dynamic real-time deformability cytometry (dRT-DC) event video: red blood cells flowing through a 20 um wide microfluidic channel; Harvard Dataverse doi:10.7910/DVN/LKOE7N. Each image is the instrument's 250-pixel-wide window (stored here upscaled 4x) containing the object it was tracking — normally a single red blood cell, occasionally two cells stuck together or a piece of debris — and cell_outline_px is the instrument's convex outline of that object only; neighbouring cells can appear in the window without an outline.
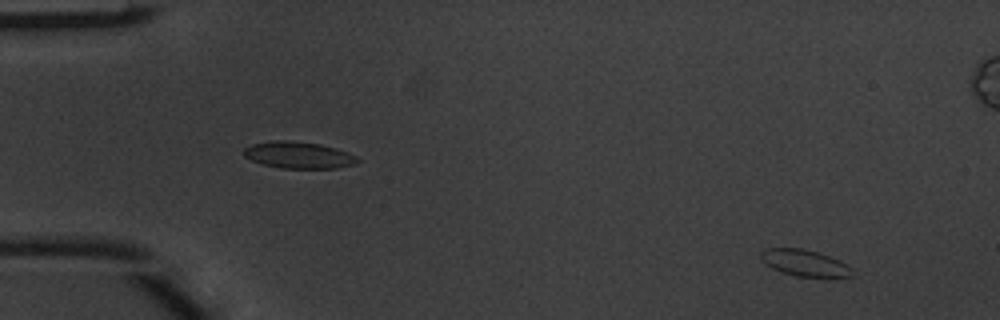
{"species": "common noctule bat (a hibernating species)", "species_latin": "Nyctalus noctula", "temperature_condition": "warm", "stored_images_in_passage": 5, "camera_frame_rate_fps": 3000, "um_per_image_px": 0.085, "animal": {"sex": "male", "body_mass_g": 20.1, "forearm_length_mm": 53.5}, "frame": {"image": 1, "passage_image": 1, "time_ms": 0.0, "image_size_px": [1000, 320], "cell_outline_px": [[856, 272], [852, 276], [796, 276], [772, 268], [760, 256], [760, 252], [764, 248], [800, 248], [816, 252], [840, 260], [852, 268]], "centroid_in_image_um": [68.42, 22.33], "position_along_channel_um": 16.6, "area_um2": 13.76}}